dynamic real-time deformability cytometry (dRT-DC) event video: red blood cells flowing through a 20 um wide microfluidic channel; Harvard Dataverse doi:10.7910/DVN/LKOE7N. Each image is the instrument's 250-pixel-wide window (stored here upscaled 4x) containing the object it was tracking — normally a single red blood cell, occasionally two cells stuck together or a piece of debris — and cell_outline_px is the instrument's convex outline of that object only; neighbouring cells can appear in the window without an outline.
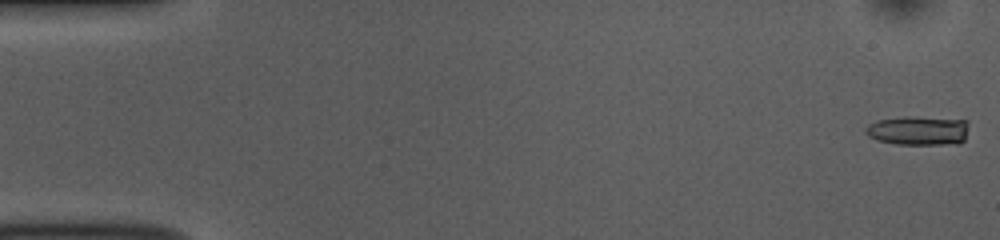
{"species": "common noctule bat (a hibernating species)", "species_latin": "Nyctalus noctula", "temperature_condition": "room temperature", "stored_images_in_passage": 53, "camera_frame_rate_fps": 3000, "um_per_image_px": 0.085, "animal": {"sex": "female", "body_mass_g": 10.0, "forearm_length_mm": 53.1}, "frame": {"image": 1, "passage_image": 1, "time_ms": 0.0, "image_size_px": [1000, 240], "cell_outline_px": [[968, 124], [964, 140], [960, 144], [896, 144], [876, 140], [868, 136], [864, 132], [864, 128], [868, 124], [876, 120], [904, 116], [912, 116], [968, 120]], "centroid_in_image_um": [78.03, 11.09], "position_along_channel_um": 7.0, "area_um2": 17.86}}
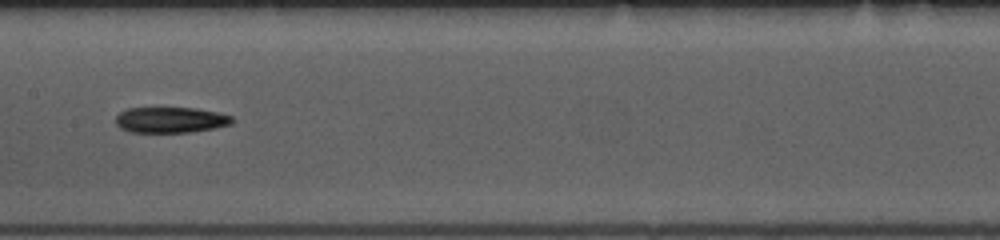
{"frame": {"image": 2, "passage_image": 27, "time_ms": 8.667, "image_size_px": [1000, 240], "cell_outline_px": [[236, 120], [232, 124], [192, 132], [132, 132], [120, 128], [116, 124], [116, 116], [120, 112], [128, 108], [196, 108], [216, 112], [232, 116]], "centroid_in_image_um": [14.52, 10.19], "position_along_channel_um": 192.9, "area_um2": 17.46}}
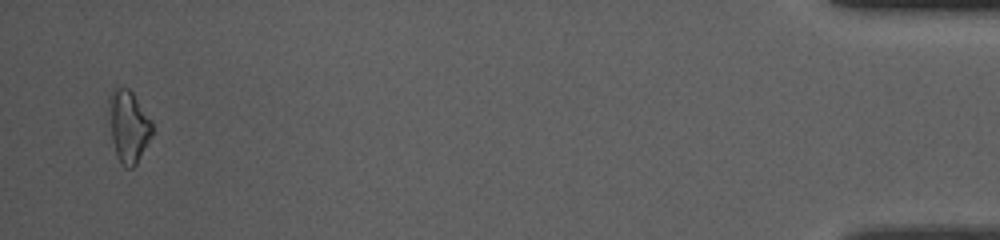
{"frame": {"image": 3, "passage_image": 52, "time_ms": 17.0, "image_size_px": [1000, 240], "cell_outline_px": [[152, 136], [136, 164], [132, 168], [124, 168], [116, 156], [112, 140], [108, 100], [108, 96], [112, 88], [128, 88], [132, 92], [152, 120]], "centroid_in_image_um": [10.92, 10.74], "position_along_channel_um": 424.3, "area_um2": 18.21}}